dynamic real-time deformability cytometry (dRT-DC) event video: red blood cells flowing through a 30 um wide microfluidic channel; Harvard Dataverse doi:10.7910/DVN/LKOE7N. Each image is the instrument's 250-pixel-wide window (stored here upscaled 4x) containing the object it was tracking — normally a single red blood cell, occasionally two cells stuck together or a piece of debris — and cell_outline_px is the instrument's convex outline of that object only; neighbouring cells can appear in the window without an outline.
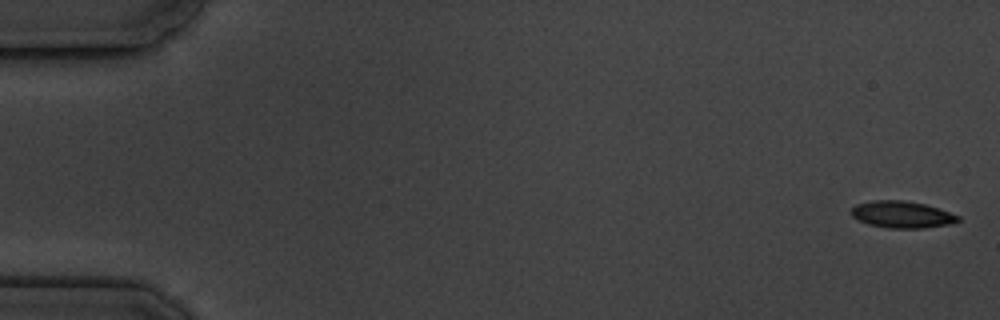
{"species": "common noctule bat (a hibernating species)", "species_latin": "Nyctalus noctula", "temperature_condition": "cold", "stored_images_in_passage": 6, "camera_frame_rate_fps": 3000, "um_per_image_px": 0.085, "animal": {"sex": "male", "body_mass_g": 19.5, "forearm_length_mm": 54.6}, "frame": {"image": 1, "passage_image": 1, "time_ms": 0.0, "image_size_px": [1000, 320], "cell_outline_px": [[960, 220], [948, 224], [924, 228], [888, 228], [868, 224], [852, 216], [852, 208], [856, 204], [872, 200], [904, 200], [924, 204], [960, 216]], "centroid_in_image_um": [76.64, 18.23], "position_along_channel_um": 8.4, "area_um2": 16.47}}
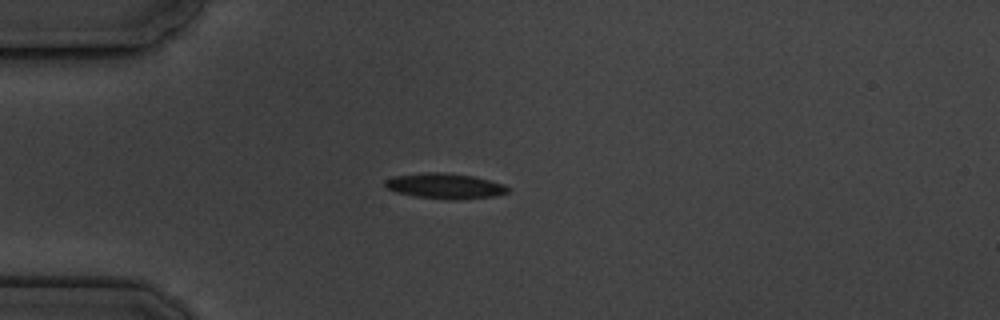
{"frame": {"image": 2, "passage_image": 4, "time_ms": 4.667, "image_size_px": [1000, 320], "cell_outline_px": [[508, 192], [496, 196], [460, 200], [452, 200], [416, 196], [396, 192], [388, 188], [384, 184], [384, 180], [396, 176], [428, 172], [436, 172], [472, 176], [504, 184], [508, 188]], "centroid_in_image_um": [37.84, 15.82], "position_along_channel_um": 47.2, "area_um2": 17.92}}